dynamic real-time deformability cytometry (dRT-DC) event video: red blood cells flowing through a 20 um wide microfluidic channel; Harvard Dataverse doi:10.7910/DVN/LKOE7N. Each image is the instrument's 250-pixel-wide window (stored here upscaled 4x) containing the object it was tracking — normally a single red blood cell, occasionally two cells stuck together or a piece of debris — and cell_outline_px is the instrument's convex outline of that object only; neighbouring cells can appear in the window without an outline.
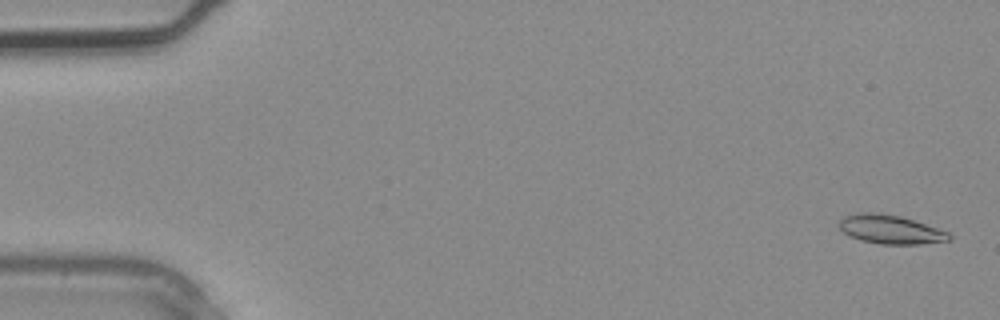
{"species": "common noctule bat (a hibernating species)", "species_latin": "Nyctalus noctula", "temperature_condition": "warm", "stored_images_in_passage": 3, "camera_frame_rate_fps": 3000, "um_per_image_px": 0.085, "animal": {"sex": "male", "body_mass_g": 20.4}, "frame": {"image": 1, "passage_image": 1, "time_ms": 0.0, "image_size_px": [1000, 320], "cell_outline_px": [[952, 240], [920, 244], [880, 244], [860, 240], [848, 236], [836, 224], [844, 216], [860, 212], [880, 212], [900, 216], [948, 232], [952, 236]], "centroid_in_image_um": [75.64, 19.5], "position_along_channel_um": 9.4, "area_um2": 18.55}}
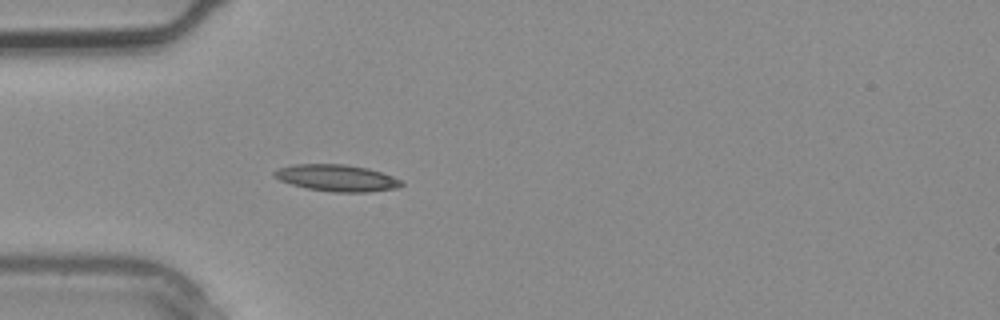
{"frame": {"image": 2, "passage_image": 3, "time_ms": 0.667, "image_size_px": [1000, 320], "cell_outline_px": [[404, 184], [396, 188], [368, 192], [332, 192], [308, 188], [292, 184], [280, 180], [272, 176], [272, 172], [276, 168], [292, 164], [344, 164], [368, 168], [404, 180]], "centroid_in_image_um": [28.61, 15.12], "position_along_channel_um": 56.4, "area_um2": 19.88}}